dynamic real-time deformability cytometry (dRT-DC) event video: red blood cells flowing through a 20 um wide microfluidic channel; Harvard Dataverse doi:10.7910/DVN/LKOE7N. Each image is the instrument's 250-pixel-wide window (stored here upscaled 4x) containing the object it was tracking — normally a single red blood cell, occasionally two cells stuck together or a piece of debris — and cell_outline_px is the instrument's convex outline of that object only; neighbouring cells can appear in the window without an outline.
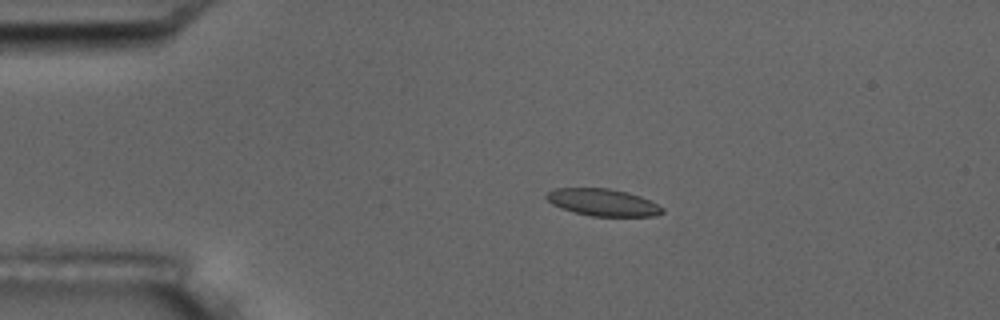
{"species": "common noctule bat (a hibernating species)", "species_latin": "Nyctalus noctula", "temperature_condition": "room temperature", "stored_images_in_passage": 5, "camera_frame_rate_fps": 3000, "um_per_image_px": 0.085, "animal": {"sex": "male", "body_mass_g": 17.5, "forearm_length_mm": 52.3}, "frame": {"image": 1, "passage_image": 3, "time_ms": 3.0, "image_size_px": [1000, 320], "cell_outline_px": [[664, 212], [656, 216], [592, 216], [576, 212], [552, 204], [544, 196], [548, 192], [556, 188], [608, 188], [628, 192], [640, 196], [664, 208]], "centroid_in_image_um": [51.26, 17.2], "position_along_channel_um": 33.7, "area_um2": 18.09}}
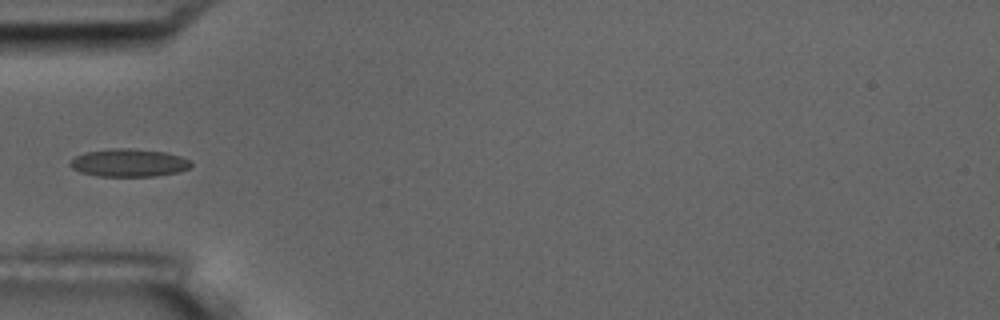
{"frame": {"image": 2, "passage_image": 5, "time_ms": 5.333, "image_size_px": [1000, 320], "cell_outline_px": [[192, 164], [188, 168], [176, 172], [156, 176], [96, 176], [80, 172], [72, 168], [68, 164], [76, 156], [84, 152], [112, 148], [132, 148], [164, 152], [180, 156], [192, 160]], "centroid_in_image_um": [10.94, 13.83], "position_along_channel_um": 74.1, "area_um2": 19.65}}